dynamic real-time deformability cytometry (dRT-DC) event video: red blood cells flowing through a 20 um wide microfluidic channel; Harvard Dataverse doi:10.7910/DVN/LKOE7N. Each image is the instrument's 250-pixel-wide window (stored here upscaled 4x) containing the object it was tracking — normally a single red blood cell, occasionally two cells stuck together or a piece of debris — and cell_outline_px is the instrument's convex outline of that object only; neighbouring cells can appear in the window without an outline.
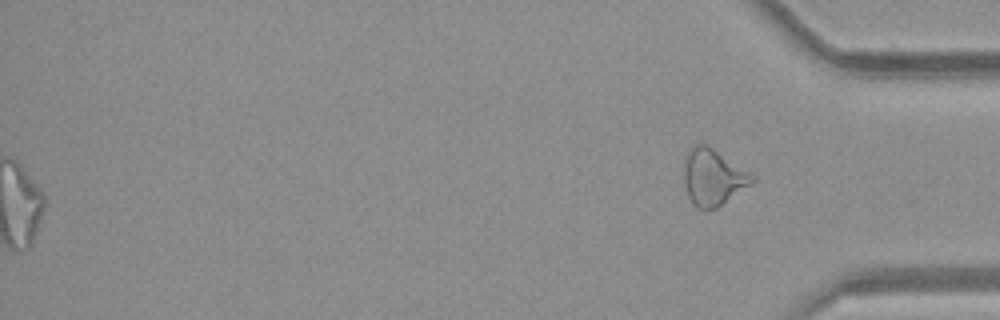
{"species": "common noctule bat (a hibernating species)", "species_latin": "Nyctalus noctula", "temperature_condition": "room temperature", "stored_images_in_passage": 48, "segment_of_instrument_passage": [2, 2], "camera_frame_rate_fps": 3000, "um_per_image_px": 0.085, "animal": {"sex": "female", "body_mass_g": 21.9}, "frame": {"image": 1, "passage_image": 48, "time_ms": 15.667, "image_size_px": [1000, 320], "cell_outline_px": [[756, 180], [716, 208], [696, 208], [692, 204], [688, 196], [684, 180], [684, 164], [688, 152], [696, 144], [708, 144], [756, 176]], "centroid_in_image_um": [60.61, 15.05], "position_along_channel_um": 374.6, "area_um2": 22.2}}